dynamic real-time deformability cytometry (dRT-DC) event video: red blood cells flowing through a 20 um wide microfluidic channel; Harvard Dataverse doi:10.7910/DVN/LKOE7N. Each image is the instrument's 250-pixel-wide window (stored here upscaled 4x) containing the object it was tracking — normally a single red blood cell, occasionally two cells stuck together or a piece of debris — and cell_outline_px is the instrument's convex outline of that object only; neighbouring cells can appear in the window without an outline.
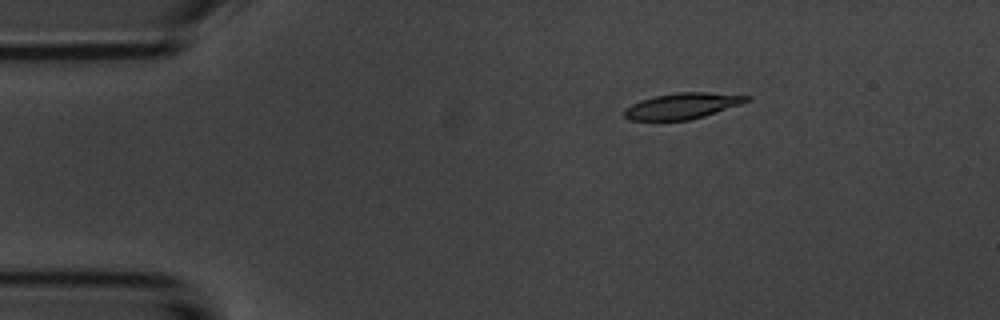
{"species": "common noctule bat (a hibernating species)", "species_latin": "Nyctalus noctula", "temperature_condition": "room temperature", "stored_images_in_passage": 4, "camera_frame_rate_fps": 3000, "um_per_image_px": 0.085, "animal": {"sex": "male", "body_mass_g": 20.1, "forearm_length_mm": 53.5}, "frame": {"image": 1, "passage_image": 2, "time_ms": 1.333, "image_size_px": [1000, 320], "cell_outline_px": [[752, 100], [704, 116], [688, 120], [628, 120], [624, 116], [624, 108], [640, 100], [656, 96], [676, 92], [704, 92], [752, 96]], "centroid_in_image_um": [57.99, 9.0], "position_along_channel_um": 27.0, "area_um2": 18.38}}
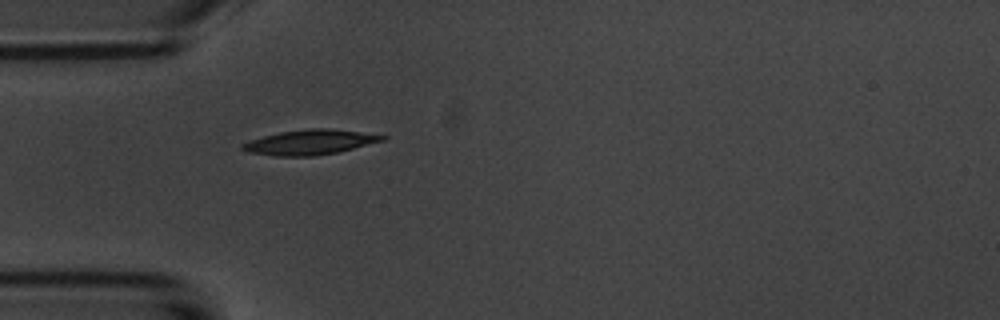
{"frame": {"image": 2, "passage_image": 4, "time_ms": 3.667, "image_size_px": [1000, 320], "cell_outline_px": [[388, 136], [384, 140], [336, 152], [312, 156], [276, 156], [248, 152], [240, 148], [240, 144], [264, 136], [280, 132], [308, 128], [328, 128]], "centroid_in_image_um": [26.29, 12.08], "position_along_channel_um": 58.7, "area_um2": 19.94}}